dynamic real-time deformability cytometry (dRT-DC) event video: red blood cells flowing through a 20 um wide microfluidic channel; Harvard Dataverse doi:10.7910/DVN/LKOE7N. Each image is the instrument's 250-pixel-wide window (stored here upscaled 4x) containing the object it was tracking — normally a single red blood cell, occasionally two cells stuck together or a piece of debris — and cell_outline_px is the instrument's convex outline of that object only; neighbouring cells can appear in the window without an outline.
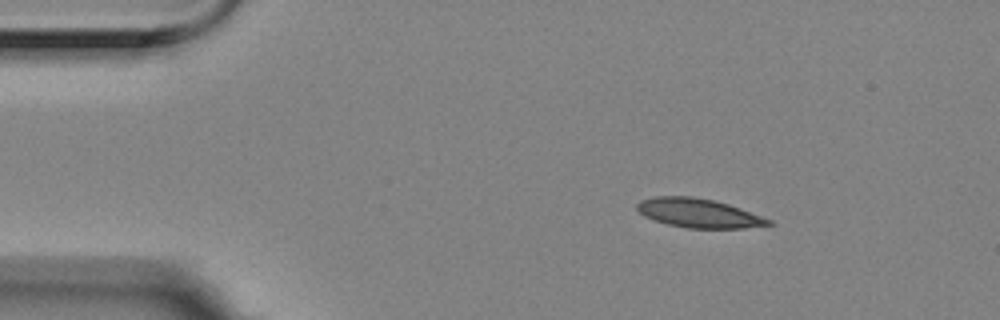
{"species": "Egyptian fruit bat (a non-hibernating species)", "species_latin": "Rousettus aegyptiacus", "temperature_condition": "room temperature", "stored_images_in_passage": 2, "camera_frame_rate_fps": 3000, "um_per_image_px": 0.085, "animal": {"sex": "female"}, "frame": {"image": 1, "passage_image": 2, "time_ms": 0.333, "image_size_px": [1000, 320], "cell_outline_px": [[776, 224], [744, 228], [688, 228], [668, 224], [644, 216], [636, 208], [636, 204], [640, 200], [656, 196], [692, 196], [712, 200], [728, 204], [740, 208], [772, 220]], "centroid_in_image_um": [59.39, 18.11], "position_along_channel_um": 25.6, "area_um2": 22.14}}